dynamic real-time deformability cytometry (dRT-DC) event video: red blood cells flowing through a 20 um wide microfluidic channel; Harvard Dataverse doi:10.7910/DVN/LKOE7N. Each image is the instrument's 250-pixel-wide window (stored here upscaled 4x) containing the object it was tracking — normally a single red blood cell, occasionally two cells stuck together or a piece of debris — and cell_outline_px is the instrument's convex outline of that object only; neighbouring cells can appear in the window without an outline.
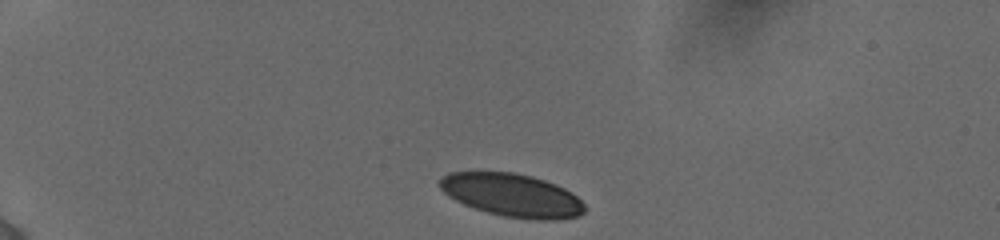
{"species": "human", "species_latin": "Homo sapiens", "temperature_condition": "cold", "stored_images_in_passage": 15, "camera_frame_rate_fps": 3000, "um_per_image_px": 0.085, "donor": {"sex": "female"}, "frame": {"image": 1, "passage_image": 1, "time_ms": 0.0, "image_size_px": [1000, 240], "cell_outline_px": [[584, 212], [580, 216], [556, 220], [536, 220], [504, 216], [488, 212], [464, 204], [448, 196], [440, 188], [440, 180], [448, 172], [516, 172], [532, 176], [556, 184], [564, 188], [576, 196], [584, 204]], "centroid_in_image_um": [43.55, 16.59], "position_along_channel_um": 41.5, "area_um2": 36.24}}
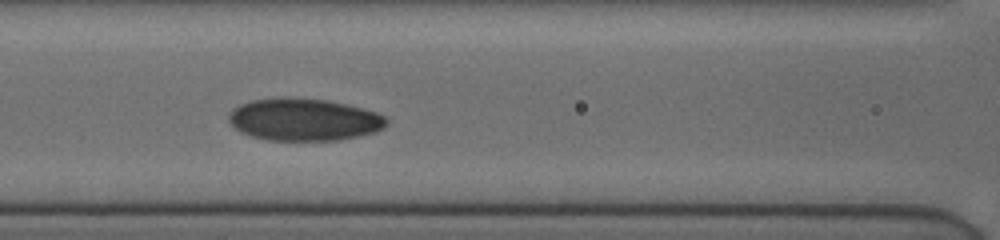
{"frame": {"image": 2, "passage_image": 11, "time_ms": 4.333, "image_size_px": [1000, 240], "cell_outline_px": [[388, 124], [384, 128], [376, 132], [360, 136], [340, 140], [268, 140], [252, 136], [240, 132], [228, 120], [228, 116], [232, 108], [240, 104], [252, 100], [288, 96], [324, 100], [344, 104], [376, 112], [384, 116], [388, 120]], "centroid_in_image_um": [25.83, 10.16], "position_along_channel_um": 140.8, "area_um2": 39.02}}
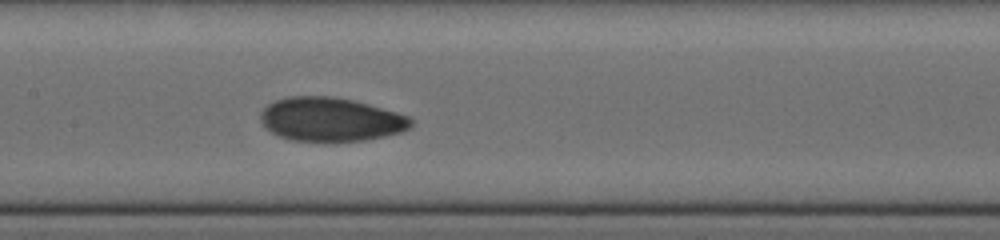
{"frame": {"image": 3, "passage_image": 13, "time_ms": 5.333, "image_size_px": [1000, 240], "cell_outline_px": [[412, 124], [408, 128], [400, 132], [384, 136], [364, 140], [332, 144], [292, 140], [280, 136], [272, 132], [260, 120], [260, 112], [268, 104], [276, 100], [292, 96], [332, 96], [352, 100], [368, 104], [396, 112], [408, 116], [412, 120]], "centroid_in_image_um": [28.09, 10.18], "position_along_channel_um": 179.3, "area_um2": 38.78}}